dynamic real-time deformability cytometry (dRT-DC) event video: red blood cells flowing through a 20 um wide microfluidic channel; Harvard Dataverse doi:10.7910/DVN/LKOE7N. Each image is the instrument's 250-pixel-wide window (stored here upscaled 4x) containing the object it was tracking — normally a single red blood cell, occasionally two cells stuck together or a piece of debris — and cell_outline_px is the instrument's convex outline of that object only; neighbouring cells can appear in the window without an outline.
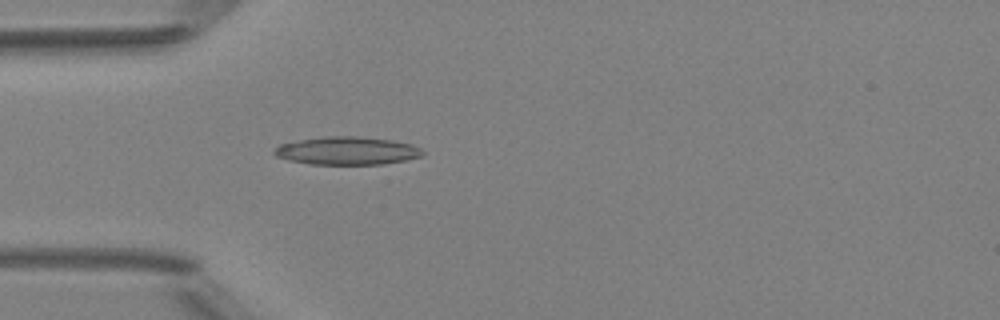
{"species": "Egyptian fruit bat (a non-hibernating species)", "species_latin": "Rousettus aegyptiacus", "temperature_condition": "room temperature", "stored_images_in_passage": 5, "camera_frame_rate_fps": 3000, "um_per_image_px": 0.085, "animal": {"sex": "female"}, "frame": {"image": 1, "passage_image": 5, "time_ms": 4.667, "image_size_px": [1000, 320], "cell_outline_px": [[424, 156], [384, 164], [308, 164], [288, 160], [276, 156], [272, 152], [280, 144], [300, 140], [324, 136], [356, 136], [392, 140], [412, 144], [420, 148], [424, 152]], "centroid_in_image_um": [29.51, 12.81], "position_along_channel_um": 55.5, "area_um2": 24.22}}